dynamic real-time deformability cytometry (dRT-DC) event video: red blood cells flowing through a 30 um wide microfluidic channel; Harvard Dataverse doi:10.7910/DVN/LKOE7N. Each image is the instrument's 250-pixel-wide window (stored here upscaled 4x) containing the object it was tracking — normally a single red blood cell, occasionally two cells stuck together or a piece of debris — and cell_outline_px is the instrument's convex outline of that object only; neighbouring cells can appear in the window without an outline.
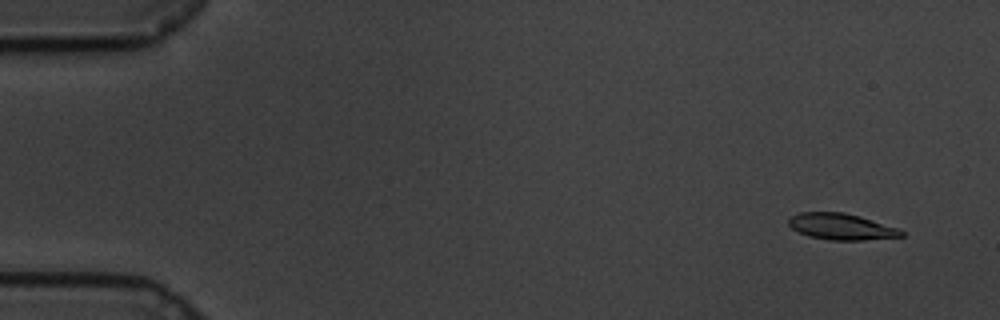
{"species": "common noctule bat (a hibernating species)", "species_latin": "Nyctalus noctula", "temperature_condition": "cold", "stored_images_in_passage": 60, "camera_frame_rate_fps": 3000, "um_per_image_px": 0.085, "animal": {"sex": "male", "body_mass_g": 19.5, "forearm_length_mm": 54.6}, "frame": {"image": 1, "passage_image": 4, "time_ms": 1.0, "image_size_px": [1000, 320], "cell_outline_px": [[904, 236], [864, 240], [828, 240], [808, 236], [792, 228], [788, 224], [788, 220], [792, 216], [800, 212], [844, 212], [860, 216], [896, 228], [904, 232]], "centroid_in_image_um": [71.49, 19.26], "position_along_channel_um": 13.5, "area_um2": 17.11}}
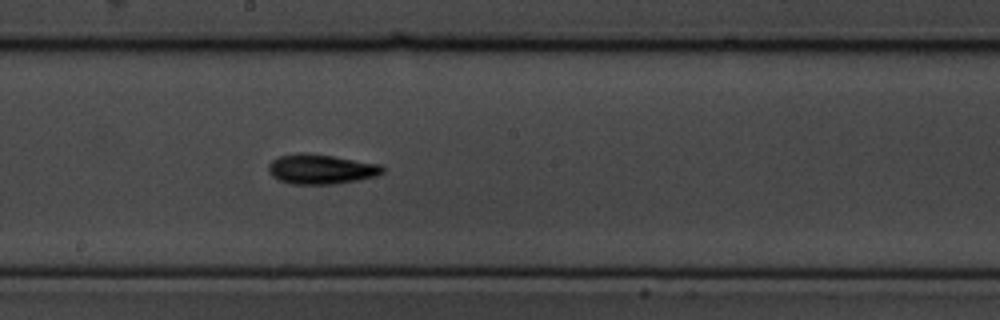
{"frame": {"image": 2, "passage_image": 33, "time_ms": 10.667, "image_size_px": [1000, 320], "cell_outline_px": [[384, 172], [376, 176], [356, 180], [332, 184], [288, 184], [276, 180], [268, 172], [268, 164], [272, 160], [280, 156], [300, 152], [304, 152], [332, 156], [380, 164], [384, 168]], "centroid_in_image_um": [27.23, 14.38], "position_along_channel_um": 221.0, "area_um2": 19.88}}
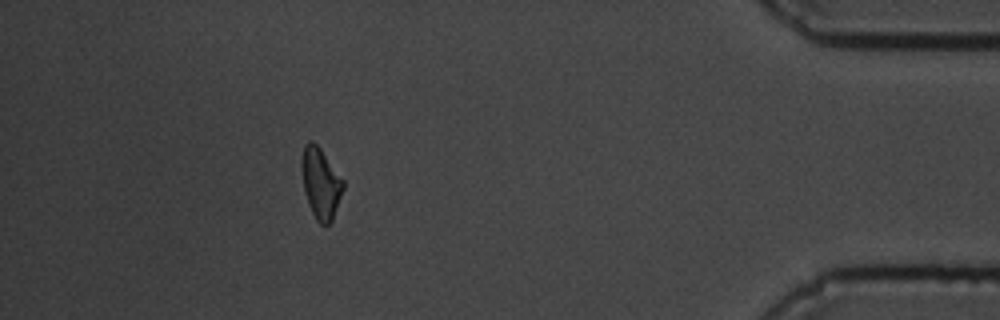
{"frame": {"image": 3, "passage_image": 54, "time_ms": 17.667, "image_size_px": [1000, 320], "cell_outline_px": [[344, 188], [332, 220], [328, 224], [320, 224], [316, 220], [308, 204], [304, 192], [300, 168], [300, 160], [304, 144], [308, 140], [312, 140], [320, 148], [344, 180]], "centroid_in_image_um": [27.23, 15.54], "position_along_channel_um": 408.0, "area_um2": 17.34}, "authors_computed_cell_mechanics": {"area_um2": 17.8313, "velocity_mm_per_s": 3.3639, "shape_relaxation_time_tau1_ms": 2.679, "shape_relaxation_time_tau2_ms": 8.9617, "deformation_change_tau1": 0.115, "deformation_change_tau2": 0.1344}}